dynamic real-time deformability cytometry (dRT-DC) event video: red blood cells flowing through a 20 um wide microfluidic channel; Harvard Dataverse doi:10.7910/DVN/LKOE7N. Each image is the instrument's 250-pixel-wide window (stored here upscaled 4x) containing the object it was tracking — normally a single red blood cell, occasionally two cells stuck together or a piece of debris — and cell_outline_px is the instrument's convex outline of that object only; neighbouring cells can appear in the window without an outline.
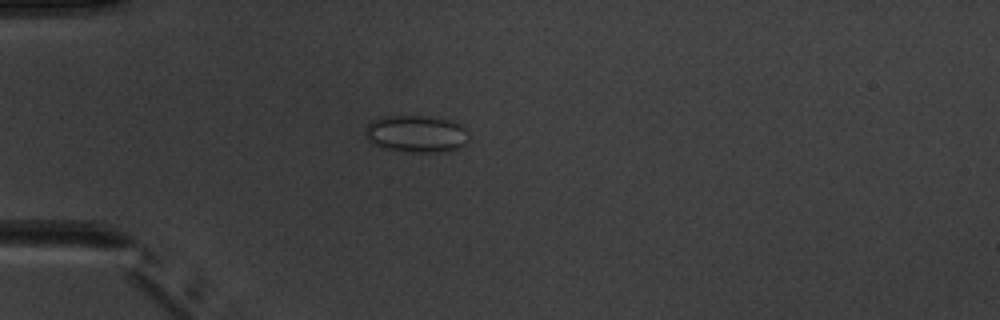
{"species": "common noctule bat (a hibernating species)", "species_latin": "Nyctalus noctula", "temperature_condition": "warm", "stored_images_in_passage": 3, "camera_frame_rate_fps": 3000, "um_per_image_px": 0.085, "animal": {"sex": "male", "body_mass_g": 20.1, "forearm_length_mm": 53.5}, "frame": {"image": 1, "passage_image": 2, "time_ms": 1.333, "image_size_px": [1000, 320], "cell_outline_px": [[464, 144], [456, 148], [444, 152], [412, 152], [384, 148], [372, 144], [364, 132], [364, 128], [372, 120], [384, 116], [420, 116], [448, 120], [460, 124], [464, 128]], "centroid_in_image_um": [35.29, 11.38], "position_along_channel_um": 49.7, "area_um2": 21.91}}